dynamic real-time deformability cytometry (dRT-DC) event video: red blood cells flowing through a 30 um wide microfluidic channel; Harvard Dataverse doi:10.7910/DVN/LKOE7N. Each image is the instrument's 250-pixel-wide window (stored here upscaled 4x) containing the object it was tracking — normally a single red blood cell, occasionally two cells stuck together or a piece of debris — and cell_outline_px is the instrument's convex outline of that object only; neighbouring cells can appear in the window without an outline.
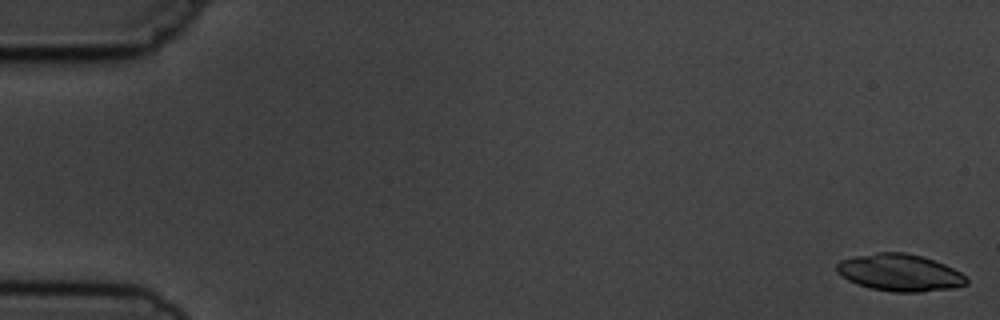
{"species": "common noctule bat (a hibernating species)", "species_latin": "Nyctalus noctula", "temperature_condition": "cold", "stored_images_in_passage": 5, "camera_frame_rate_fps": 3000, "um_per_image_px": 0.085, "animal": {"sex": "male", "body_mass_g": 19.5, "forearm_length_mm": 54.6}, "frame": {"image": 1, "passage_image": 1, "time_ms": 0.0, "image_size_px": [1000, 320], "cell_outline_px": [[968, 284], [952, 288], [920, 292], [892, 292], [872, 288], [856, 284], [840, 276], [836, 272], [836, 264], [840, 260], [856, 256], [876, 252], [904, 252], [920, 256], [944, 264], [968, 276]], "centroid_in_image_um": [76.46, 23.18], "position_along_channel_um": 8.5, "area_um2": 28.09}}
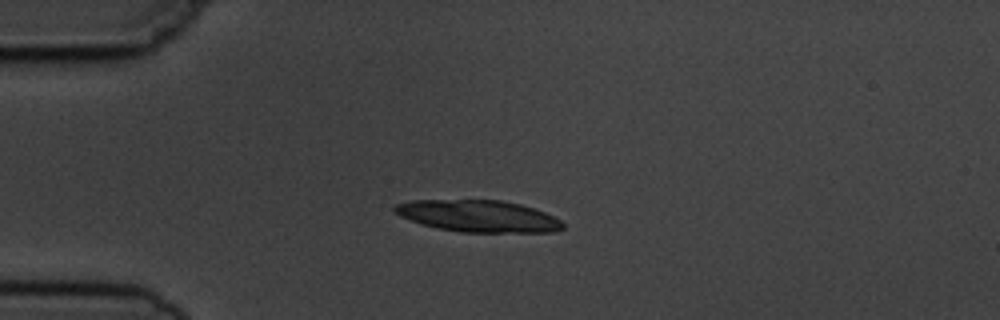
{"frame": {"image": 2, "passage_image": 4, "time_ms": 4.333, "image_size_px": [1000, 320], "cell_outline_px": [[564, 228], [552, 232], [460, 232], [436, 228], [420, 224], [400, 216], [392, 208], [396, 204], [412, 200], [500, 200], [520, 204], [536, 208], [560, 220], [564, 224]], "centroid_in_image_um": [40.65, 18.37], "position_along_channel_um": 44.4, "area_um2": 31.21}}